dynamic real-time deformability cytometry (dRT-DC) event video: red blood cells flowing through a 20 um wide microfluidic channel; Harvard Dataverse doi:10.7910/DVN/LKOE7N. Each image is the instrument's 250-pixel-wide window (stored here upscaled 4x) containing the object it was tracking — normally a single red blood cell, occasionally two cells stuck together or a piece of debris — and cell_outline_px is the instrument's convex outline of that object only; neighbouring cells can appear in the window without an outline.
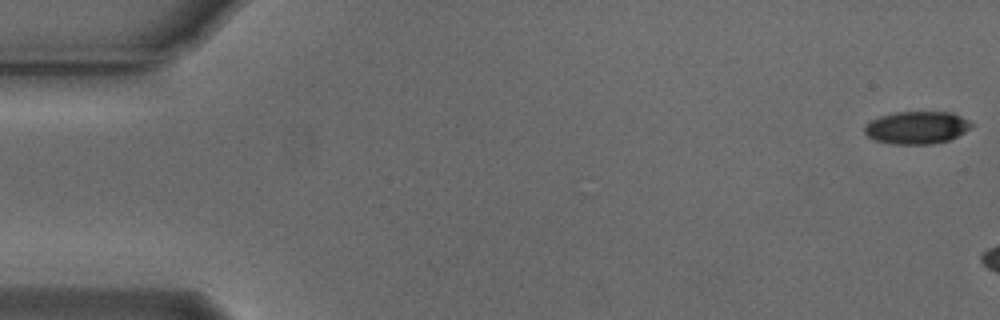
{"species": "Egyptian fruit bat (a non-hibernating species)", "species_latin": "Rousettus aegyptiacus", "temperature_condition": "cold", "stored_images_in_passage": 7, "camera_frame_rate_fps": 3000, "um_per_image_px": 0.085, "animal": {"sex": "male"}, "frame": {"image": 1, "passage_image": 1, "time_ms": 0.0, "image_size_px": [1000, 320], "cell_outline_px": [[972, 124], [964, 132], [948, 140], [932, 144], [892, 144], [876, 140], [868, 136], [864, 132], [864, 128], [872, 120], [880, 116], [896, 112], [952, 112], [968, 120]], "centroid_in_image_um": [77.91, 10.84], "position_along_channel_um": 7.1, "area_um2": 20.0}}